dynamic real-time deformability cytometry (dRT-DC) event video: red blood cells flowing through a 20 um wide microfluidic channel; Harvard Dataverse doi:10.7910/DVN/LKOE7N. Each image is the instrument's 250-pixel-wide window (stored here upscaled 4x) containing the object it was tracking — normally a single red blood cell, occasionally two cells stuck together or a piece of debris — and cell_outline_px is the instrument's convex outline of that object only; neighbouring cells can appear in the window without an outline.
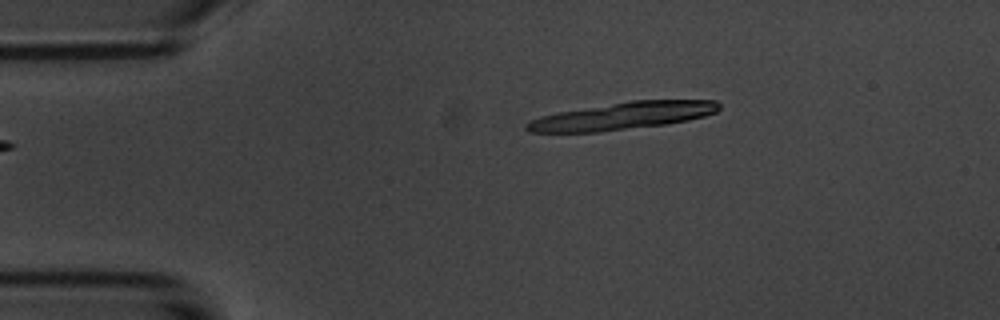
{"species": "common noctule bat (a hibernating species)", "species_latin": "Nyctalus noctula", "temperature_condition": "room temperature", "stored_images_in_passage": 4, "camera_frame_rate_fps": 3000, "um_per_image_px": 0.085, "animal": {"sex": "male", "body_mass_g": 20.1, "forearm_length_mm": 53.5}, "frame": {"image": 1, "passage_image": 1, "time_ms": 0.0, "image_size_px": [1000, 320], "cell_outline_px": [[720, 108], [716, 112], [704, 116], [688, 120], [668, 124], [600, 132], [528, 132], [524, 128], [524, 124], [540, 116], [556, 112], [632, 100], [716, 100], [720, 104]], "centroid_in_image_um": [52.92, 9.85], "position_along_channel_um": 32.1, "area_um2": 30.75}}
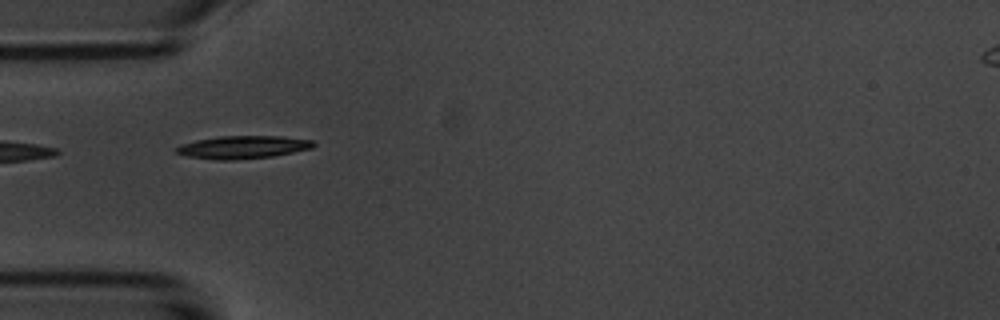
{"frame": {"image": 2, "passage_image": 3, "time_ms": 2.333, "image_size_px": [1000, 320], "cell_outline_px": [[316, 144], [312, 148], [272, 156], [232, 160], [216, 160], [188, 156], [176, 152], [176, 148], [180, 144], [196, 140], [220, 136], [280, 136], [312, 140]], "centroid_in_image_um": [20.64, 12.5], "position_along_channel_um": 64.4, "area_um2": 18.09}}